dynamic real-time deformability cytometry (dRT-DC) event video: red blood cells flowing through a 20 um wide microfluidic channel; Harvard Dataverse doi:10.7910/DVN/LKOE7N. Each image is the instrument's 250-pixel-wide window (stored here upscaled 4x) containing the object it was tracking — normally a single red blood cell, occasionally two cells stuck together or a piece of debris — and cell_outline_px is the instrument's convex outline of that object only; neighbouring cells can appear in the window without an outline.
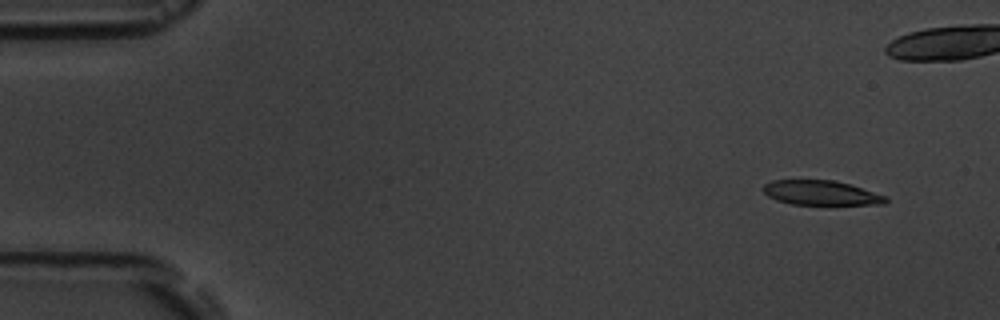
{"species": "common noctule bat (a hibernating species)", "species_latin": "Nyctalus noctula", "temperature_condition": "room temperature", "stored_images_in_passage": 6, "camera_frame_rate_fps": 3000, "um_per_image_px": 0.085, "animal": {"sex": "male", "body_mass_g": 19.5, "forearm_length_mm": 54.6}, "frame": {"image": 1, "passage_image": 1, "time_ms": 0.0, "image_size_px": [1000, 320], "cell_outline_px": [[888, 200], [884, 204], [792, 204], [776, 200], [768, 196], [760, 188], [764, 184], [772, 180], [832, 180], [848, 184], [888, 196]], "centroid_in_image_um": [69.75, 16.39], "position_along_channel_um": 15.2, "area_um2": 17.46}}
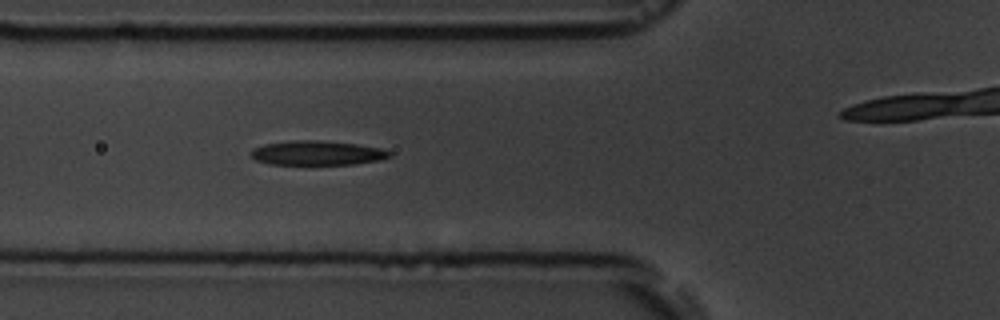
{"frame": {"image": 2, "passage_image": 5, "time_ms": 5.333, "image_size_px": [1000, 320], "cell_outline_px": [[392, 156], [380, 160], [352, 164], [268, 164], [256, 160], [248, 156], [248, 152], [252, 148], [264, 144], [296, 140], [316, 140], [356, 144], [380, 148], [392, 152]], "centroid_in_image_um": [26.9, 13.0], "position_along_channel_um": 98.9, "area_um2": 19.77}}